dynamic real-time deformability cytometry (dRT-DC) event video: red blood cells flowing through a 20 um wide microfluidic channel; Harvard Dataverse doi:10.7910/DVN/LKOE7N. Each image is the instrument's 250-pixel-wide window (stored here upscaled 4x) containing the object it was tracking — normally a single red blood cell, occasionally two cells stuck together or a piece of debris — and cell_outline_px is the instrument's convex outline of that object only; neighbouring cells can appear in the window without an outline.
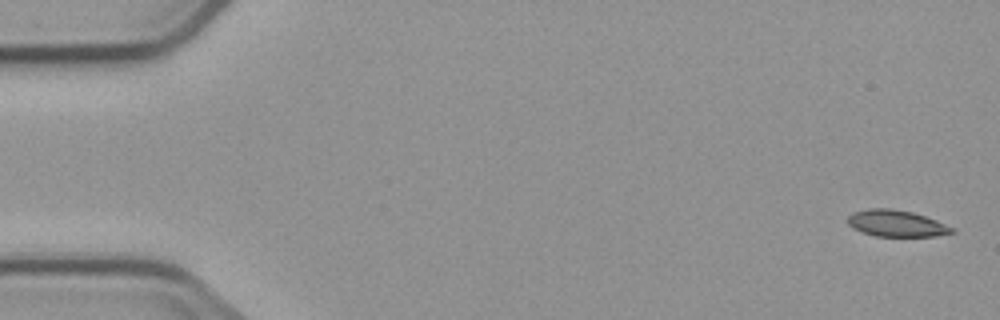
{"species": "common noctule bat (a hibernating species)", "species_latin": "Nyctalus noctula", "temperature_condition": "cold", "stored_images_in_passage": 5, "camera_frame_rate_fps": 3000, "um_per_image_px": 0.085, "animal": {"sex": "male", "body_mass_g": 23.1, "forearm_length_mm": 52.7}, "frame": {"image": 1, "passage_image": 1, "time_ms": 0.0, "image_size_px": [1000, 320], "cell_outline_px": [[956, 232], [936, 236], [876, 236], [860, 232], [852, 228], [848, 224], [848, 216], [852, 212], [868, 208], [892, 208], [912, 212], [936, 220], [956, 228]], "centroid_in_image_um": [76.19, 18.99], "position_along_channel_um": 8.8, "area_um2": 16.3}}
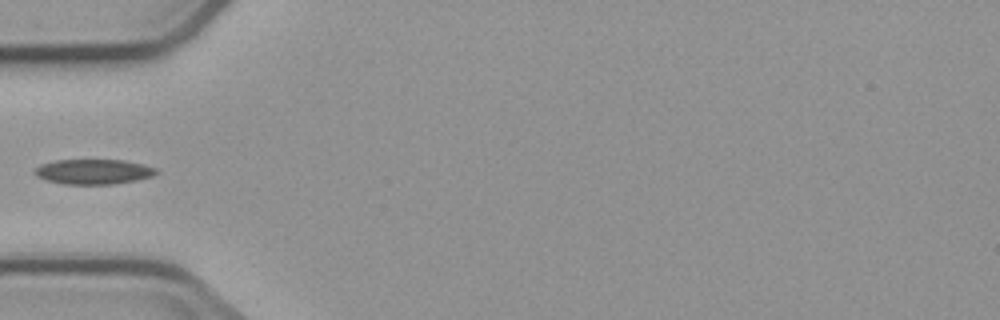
{"frame": {"image": 2, "passage_image": 4, "time_ms": 5.667, "image_size_px": [1000, 320], "cell_outline_px": [[156, 172], [152, 176], [136, 180], [112, 184], [64, 184], [48, 180], [36, 176], [32, 172], [40, 164], [56, 160], [124, 160], [144, 164], [156, 168]], "centroid_in_image_um": [7.92, 14.59], "position_along_channel_um": 77.1, "area_um2": 17.63}}
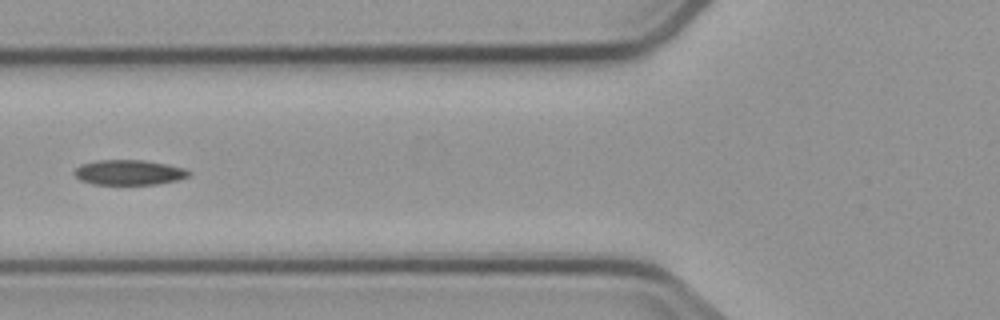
{"frame": {"image": 3, "passage_image": 5, "time_ms": 6.667, "image_size_px": [1000, 320], "cell_outline_px": [[192, 172], [188, 176], [176, 180], [156, 184], [92, 184], [80, 180], [72, 172], [80, 164], [100, 160], [144, 160], [184, 168]], "centroid_in_image_um": [10.93, 14.65], "position_along_channel_um": 114.9, "area_um2": 16.59}}